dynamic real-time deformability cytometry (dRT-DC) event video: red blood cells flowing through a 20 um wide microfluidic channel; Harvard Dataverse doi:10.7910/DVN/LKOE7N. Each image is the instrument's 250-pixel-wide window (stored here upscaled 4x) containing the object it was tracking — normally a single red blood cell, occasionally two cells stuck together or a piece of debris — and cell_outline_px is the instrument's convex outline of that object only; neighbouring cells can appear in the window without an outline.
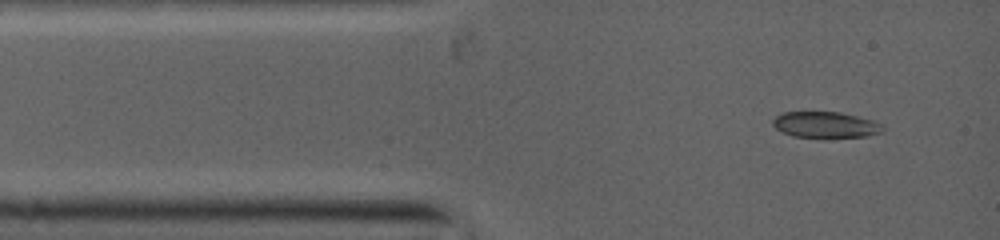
{"species": "common noctule bat (a hibernating species)", "species_latin": "Nyctalus noctula", "temperature_condition": "warm", "stored_images_in_passage": 39, "camera_frame_rate_fps": 5000, "um_per_image_px": 0.085, "animal": {"sex": "female", "body_mass_g": 19.0, "forearm_length_mm": 53.3}, "frame": {"image": 1, "passage_image": 1, "time_ms": 0.0, "image_size_px": [1000, 240], "cell_outline_px": [[880, 132], [864, 136], [796, 136], [784, 132], [776, 128], [772, 124], [772, 120], [776, 116], [784, 112], [840, 112], [872, 120], [876, 124]], "centroid_in_image_um": [70.05, 10.57], "position_along_channel_um": 15.0, "area_um2": 15.72}}
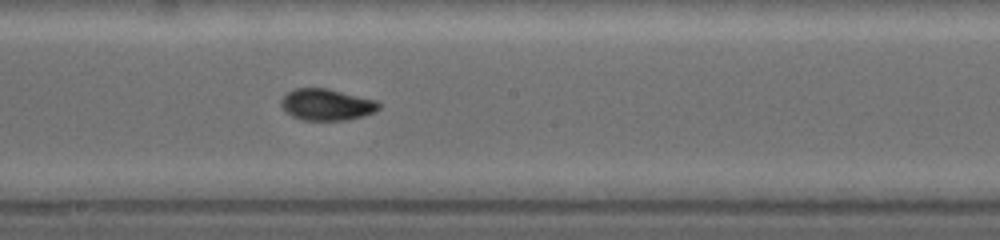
{"frame": {"image": 2, "passage_image": 17, "time_ms": 5.4, "image_size_px": [1000, 240], "cell_outline_px": [[380, 108], [372, 112], [360, 116], [344, 120], [304, 120], [292, 116], [284, 108], [280, 100], [288, 92], [296, 88], [324, 88], [376, 100], [380, 104]], "centroid_in_image_um": [27.75, 8.89], "position_along_channel_um": 220.4, "area_um2": 17.46}}
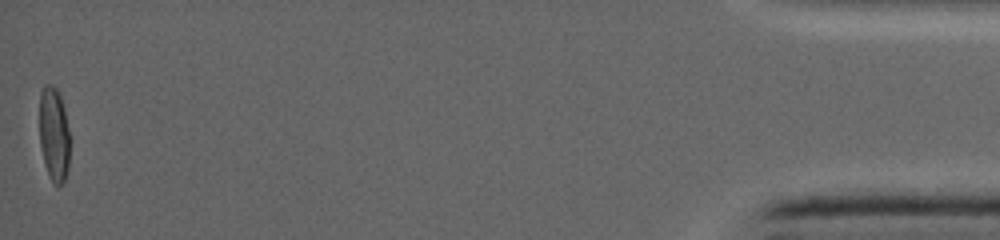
{"frame": {"image": 3, "passage_image": 39, "time_ms": 13.2, "image_size_px": [1000, 240], "cell_outline_px": [[68, 164], [64, 180], [60, 184], [56, 184], [52, 180], [48, 172], [44, 160], [40, 144], [40, 92], [44, 84], [52, 84], [56, 88], [60, 96], [64, 108], [68, 132]], "centroid_in_image_um": [4.56, 11.33], "position_along_channel_um": 430.6, "area_um2": 16.13}}